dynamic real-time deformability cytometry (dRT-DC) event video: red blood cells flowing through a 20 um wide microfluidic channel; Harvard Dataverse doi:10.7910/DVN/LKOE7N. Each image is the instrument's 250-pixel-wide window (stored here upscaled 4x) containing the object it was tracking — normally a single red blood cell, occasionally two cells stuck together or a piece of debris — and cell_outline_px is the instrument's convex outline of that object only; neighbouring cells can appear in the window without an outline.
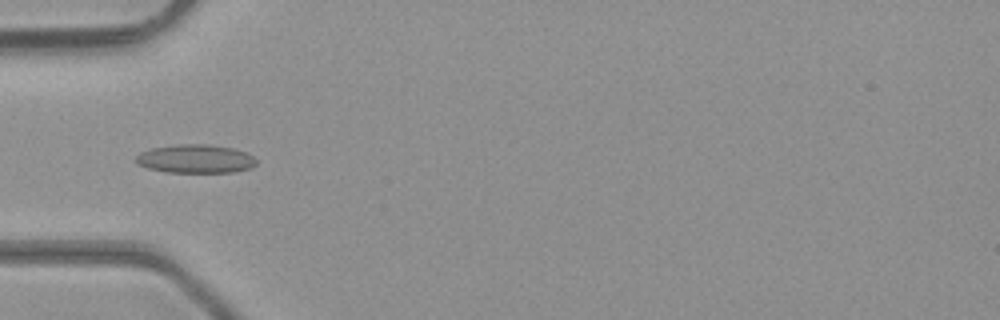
{"species": "common noctule bat (a hibernating species)", "species_latin": "Nyctalus noctula", "temperature_condition": "room temperature", "stored_images_in_passage": 41, "camera_frame_rate_fps": 3000, "um_per_image_px": 0.085, "animal": {"sex": "male", "body_mass_g": 23.1, "forearm_length_mm": 52.7}, "frame": {"image": 1, "passage_image": 9, "time_ms": 2.667, "image_size_px": [1000, 320], "cell_outline_px": [[256, 164], [252, 168], [232, 172], [164, 172], [148, 168], [136, 164], [132, 160], [140, 152], [152, 148], [176, 144], [208, 144], [232, 148], [244, 152], [252, 156], [256, 160]], "centroid_in_image_um": [16.56, 13.5], "position_along_channel_um": 68.4, "area_um2": 20.17}}
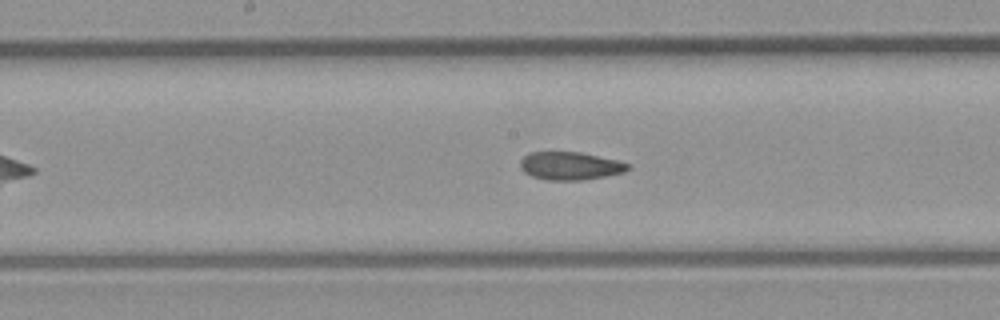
{"frame": {"image": 2, "passage_image": 18, "time_ms": 5.667, "image_size_px": [1000, 320], "cell_outline_px": [[632, 168], [624, 172], [604, 176], [580, 180], [548, 180], [532, 176], [524, 172], [520, 168], [520, 160], [528, 152], [580, 152], [616, 160], [632, 164]], "centroid_in_image_um": [48.46, 14.09], "position_along_channel_um": 199.7, "area_um2": 17.57}}
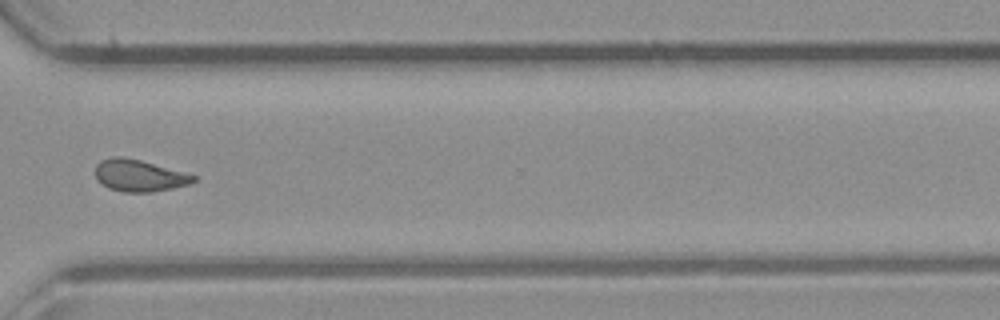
{"frame": {"image": 3, "passage_image": 29, "time_ms": 9.333, "image_size_px": [1000, 320], "cell_outline_px": [[196, 180], [188, 184], [172, 188], [148, 192], [124, 192], [108, 188], [100, 184], [96, 180], [96, 164], [100, 160], [112, 156], [120, 156], [140, 160], [196, 176]], "centroid_in_image_um": [11.76, 14.92], "position_along_channel_um": 358.8, "area_um2": 18.03}, "authors_computed_cell_mechanics": {"area_um2": 18.3226, "velocity_mm_per_s": 4.3456, "shape_relaxation_time_tau1_ms": null, "shape_relaxation_time_tau2_ms": 2.0954, "deformation_change_tau1": null, "deformation_change_tau2": 0.0819}}